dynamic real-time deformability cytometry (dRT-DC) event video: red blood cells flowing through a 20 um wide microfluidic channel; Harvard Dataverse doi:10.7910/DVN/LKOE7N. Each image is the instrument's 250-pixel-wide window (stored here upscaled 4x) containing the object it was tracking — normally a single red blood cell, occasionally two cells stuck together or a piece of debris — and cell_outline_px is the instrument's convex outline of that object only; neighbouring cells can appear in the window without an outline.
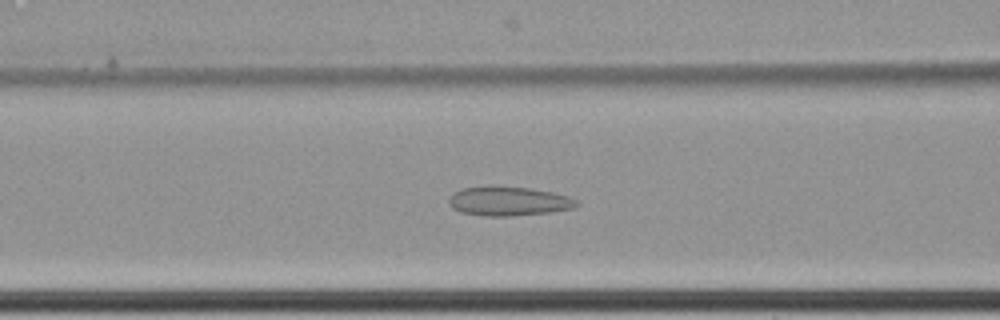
{"species": "common noctule bat (a hibernating species)", "species_latin": "Nyctalus noctula", "temperature_condition": "cold", "stored_images_in_passage": 67, "camera_frame_rate_fps": 3000, "um_per_image_px": 0.085, "animal": {"sex": "female", "body_mass_g": 22.7, "forearm_length_mm": 54.2}, "frame": {"image": 1, "passage_image": 32, "time_ms": 10.333, "image_size_px": [1000, 320], "cell_outline_px": [[580, 204], [576, 208], [548, 212], [512, 216], [484, 216], [460, 212], [452, 208], [448, 204], [448, 200], [452, 192], [460, 188], [532, 188], [552, 192], [568, 196], [576, 200]], "centroid_in_image_um": [43.23, 17.13], "position_along_channel_um": 123.4, "area_um2": 21.39}}
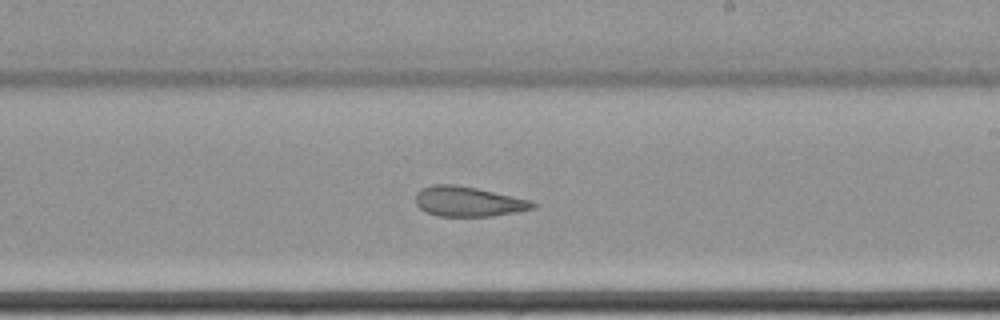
{"frame": {"image": 2, "passage_image": 43, "time_ms": 14.0, "image_size_px": [1000, 320], "cell_outline_px": [[536, 208], [492, 216], [440, 216], [424, 212], [416, 204], [416, 192], [420, 188], [432, 184], [452, 184], [476, 188], [532, 200], [536, 204]], "centroid_in_image_um": [39.78, 17.12], "position_along_channel_um": 249.2, "area_um2": 20.52}}
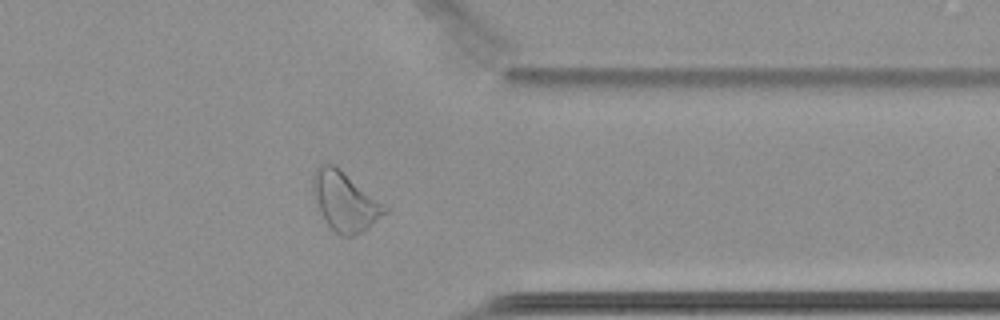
{"frame": {"image": 3, "passage_image": 55, "time_ms": 18.0, "image_size_px": [1000, 320], "cell_outline_px": [[388, 212], [368, 228], [352, 236], [340, 236], [324, 220], [320, 212], [312, 192], [312, 176], [316, 168], [324, 160], [340, 168], [384, 204], [388, 208]], "centroid_in_image_um": [29.29, 17.08], "position_along_channel_um": 382.1, "area_um2": 24.85}, "authors_computed_cell_mechanics": {"area_um2": 26.3568, "velocity_mm_per_s": 3.4342, "shape_relaxation_time_tau1_ms": null, "shape_relaxation_time_tau2_ms": 3.588, "deformation_change_tau1": null, "deformation_change_tau2": 0.1019}}